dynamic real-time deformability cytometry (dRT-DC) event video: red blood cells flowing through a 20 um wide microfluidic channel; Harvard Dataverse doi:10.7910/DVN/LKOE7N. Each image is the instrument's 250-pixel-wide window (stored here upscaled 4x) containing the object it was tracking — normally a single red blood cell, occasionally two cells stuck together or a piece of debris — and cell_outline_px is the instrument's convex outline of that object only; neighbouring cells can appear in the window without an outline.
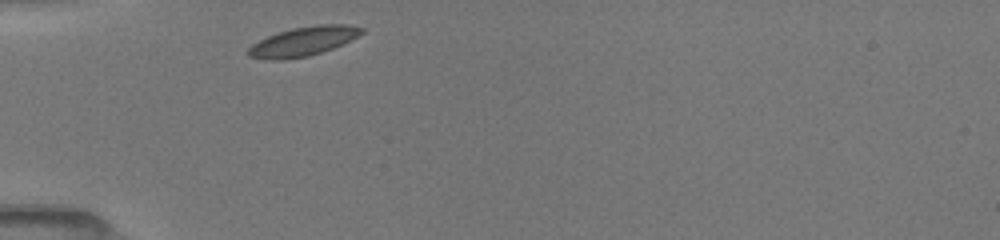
{"species": "common noctule bat (a hibernating species)", "species_latin": "Nyctalus noctula", "temperature_condition": "room temperature", "stored_images_in_passage": 1, "camera_frame_rate_fps": 3000, "um_per_image_px": 0.085, "animal": {"sex": "female", "body_mass_g": 19.5, "forearm_length_mm": 54.1}, "frame": {"image": 1, "passage_image": 1, "time_ms": 0.0, "image_size_px": [1000, 240], "cell_outline_px": [[364, 32], [332, 48], [308, 56], [284, 60], [268, 60], [248, 56], [248, 48], [252, 44], [268, 36], [292, 28], [320, 24], [348, 24], [364, 28]], "centroid_in_image_um": [25.75, 3.52], "position_along_channel_um": 59.3, "area_um2": 19.02}}